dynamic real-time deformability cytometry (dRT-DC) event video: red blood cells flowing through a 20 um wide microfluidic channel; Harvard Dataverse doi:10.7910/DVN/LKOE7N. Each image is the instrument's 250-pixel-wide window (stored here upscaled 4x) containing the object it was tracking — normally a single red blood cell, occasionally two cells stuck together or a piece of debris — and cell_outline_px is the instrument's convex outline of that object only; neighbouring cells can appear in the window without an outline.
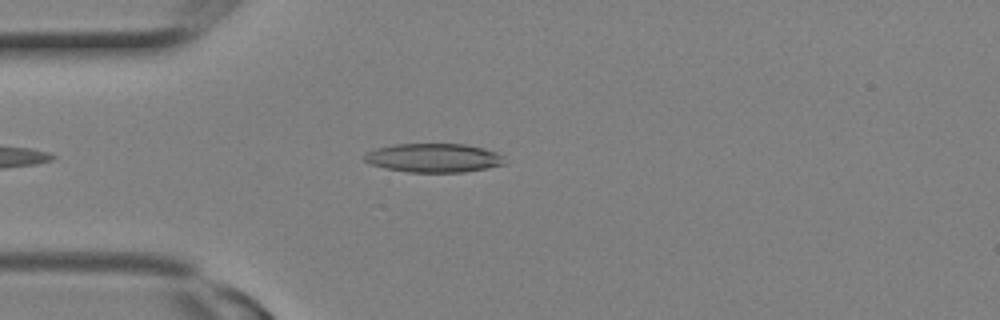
{"species": "Egyptian fruit bat (a non-hibernating species)", "species_latin": "Rousettus aegyptiacus", "temperature_condition": "room temperature", "stored_images_in_passage": 11, "camera_frame_rate_fps": 3000, "um_per_image_px": 0.085, "animal": {"sex": "female"}, "frame": {"image": 1, "passage_image": 7, "time_ms": 2.0, "image_size_px": [1000, 320], "cell_outline_px": [[508, 164], [488, 168], [464, 172], [408, 172], [384, 168], [372, 164], [364, 160], [364, 156], [368, 152], [376, 148], [396, 144], [468, 144], [484, 148], [496, 152], [504, 156]], "centroid_in_image_um": [36.94, 13.42], "position_along_channel_um": 48.1, "area_um2": 23.76}}
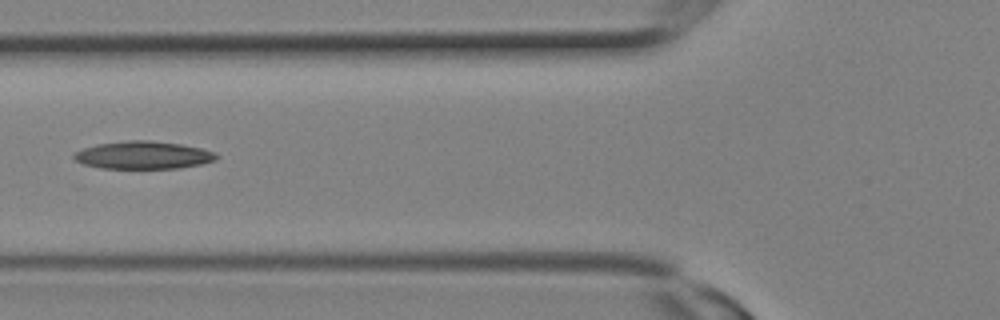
{"frame": {"image": 2, "passage_image": 10, "time_ms": 3.0, "image_size_px": [1000, 320], "cell_outline_px": [[220, 156], [216, 160], [200, 164], [180, 168], [100, 168], [84, 164], [76, 160], [72, 156], [72, 152], [96, 144], [128, 140], [148, 140], [180, 144], [200, 148], [216, 152]], "centroid_in_image_um": [12.17, 13.18], "position_along_channel_um": 113.6, "area_um2": 23.06}}